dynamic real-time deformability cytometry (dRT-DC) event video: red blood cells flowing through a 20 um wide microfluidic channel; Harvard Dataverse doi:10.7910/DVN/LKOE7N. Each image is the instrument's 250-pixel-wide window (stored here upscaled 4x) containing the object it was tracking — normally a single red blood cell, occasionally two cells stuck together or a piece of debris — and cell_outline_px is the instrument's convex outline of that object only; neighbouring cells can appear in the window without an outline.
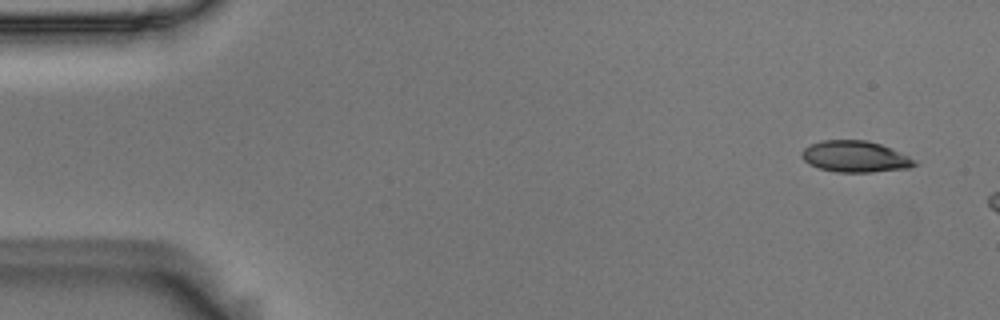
{"species": "Egyptian fruit bat (a non-hibernating species)", "species_latin": "Rousettus aegyptiacus", "temperature_condition": "room temperature", "stored_images_in_passage": 2, "camera_frame_rate_fps": 3000, "um_per_image_px": 0.085, "animal": {"sex": "male"}, "frame": {"image": 1, "passage_image": 1, "time_ms": 0.0, "image_size_px": [1000, 320], "cell_outline_px": [[920, 164], [908, 168], [872, 172], [836, 172], [820, 168], [804, 160], [800, 156], [800, 152], [804, 148], [812, 144], [824, 140], [868, 140], [880, 144], [908, 156]], "centroid_in_image_um": [72.69, 13.31], "position_along_channel_um": 12.3, "area_um2": 20.4}}